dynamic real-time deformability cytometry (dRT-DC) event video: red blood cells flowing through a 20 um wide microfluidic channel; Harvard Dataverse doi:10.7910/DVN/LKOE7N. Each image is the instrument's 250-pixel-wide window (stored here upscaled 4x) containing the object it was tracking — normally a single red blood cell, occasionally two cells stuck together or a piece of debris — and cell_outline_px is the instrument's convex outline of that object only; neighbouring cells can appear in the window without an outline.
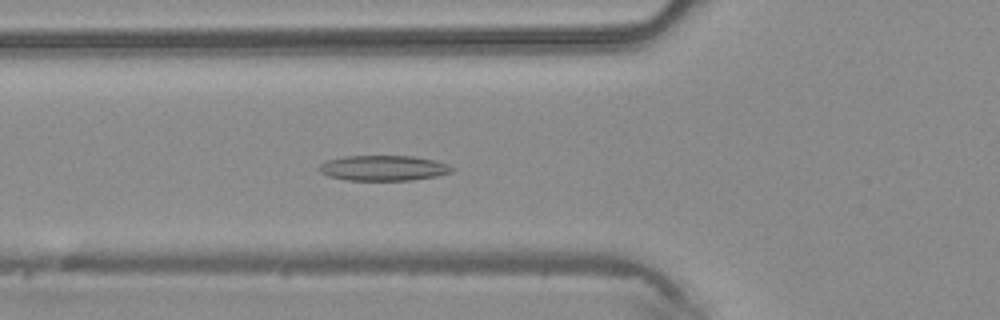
{"species": "common noctule bat (a hibernating species)", "species_latin": "Nyctalus noctula", "temperature_condition": "warm", "stored_images_in_passage": 47, "camera_frame_rate_fps": 3000, "um_per_image_px": 0.085, "animal": {"sex": "male", "body_mass_g": 20.4}, "frame": {"image": 1, "passage_image": 17, "time_ms": 5.333, "image_size_px": [1000, 320], "cell_outline_px": [[456, 168], [452, 172], [436, 176], [412, 180], [344, 180], [328, 176], [320, 172], [316, 168], [324, 160], [344, 156], [412, 156], [436, 160], [448, 164]], "centroid_in_image_um": [32.57, 14.28], "position_along_channel_um": 93.2, "area_um2": 19.88}}
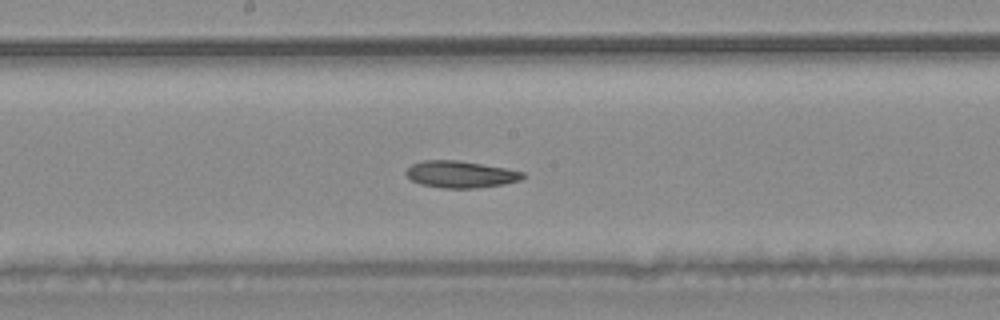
{"frame": {"image": 2, "passage_image": 25, "time_ms": 8.0, "image_size_px": [1000, 320], "cell_outline_px": [[524, 176], [520, 180], [504, 184], [476, 188], [444, 188], [420, 184], [412, 180], [404, 172], [412, 164], [424, 160], [460, 160], [504, 168], [524, 172]], "centroid_in_image_um": [39.13, 14.81], "position_along_channel_um": 209.1, "area_um2": 18.15}}
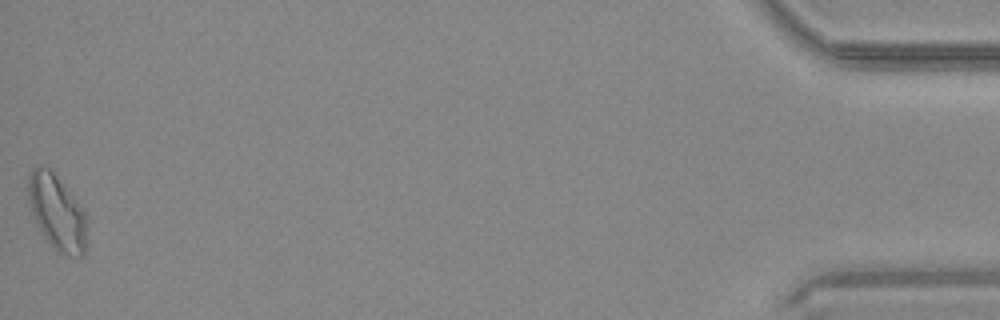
{"frame": {"image": 3, "passage_image": 47, "time_ms": 15.333, "image_size_px": [1000, 320], "cell_outline_px": [[88, 216], [84, 252], [80, 256], [68, 256], [60, 252], [44, 236], [36, 224], [28, 204], [28, 176], [32, 168], [44, 164], [56, 176], [84, 208]], "centroid_in_image_um": [4.84, 18.02], "position_along_channel_um": 430.4, "area_um2": 25.78}}